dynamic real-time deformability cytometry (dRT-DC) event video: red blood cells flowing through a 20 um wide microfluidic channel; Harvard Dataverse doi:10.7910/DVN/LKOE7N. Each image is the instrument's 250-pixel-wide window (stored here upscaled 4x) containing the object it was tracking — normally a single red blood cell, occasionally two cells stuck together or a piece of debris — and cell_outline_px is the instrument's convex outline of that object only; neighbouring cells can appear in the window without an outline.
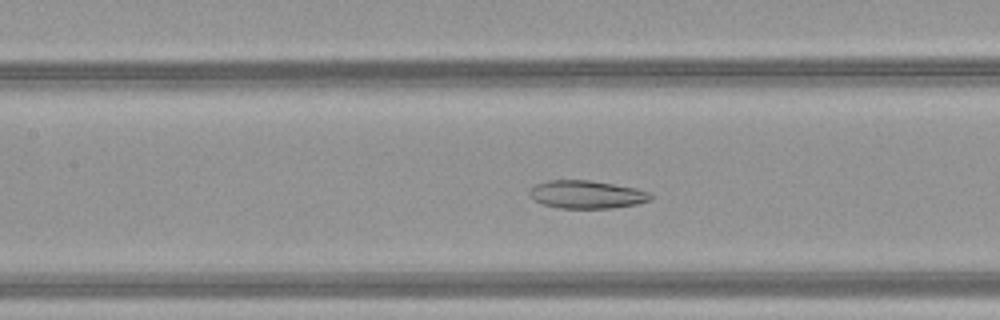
{"species": "common noctule bat (a hibernating species)", "species_latin": "Nyctalus noctula", "temperature_condition": "warm", "stored_images_in_passage": 50, "camera_frame_rate_fps": 3000, "um_per_image_px": 0.085, "animal": {"sex": "female", "body_mass_g": 21.9}, "frame": {"image": 1, "passage_image": 24, "time_ms": 7.667, "image_size_px": [1000, 320], "cell_outline_px": [[652, 196], [648, 200], [636, 204], [612, 208], [560, 208], [544, 204], [532, 200], [528, 192], [536, 184], [548, 180], [588, 180], [636, 188], [648, 192]], "centroid_in_image_um": [49.82, 16.53], "position_along_channel_um": 157.6, "area_um2": 19.54}}
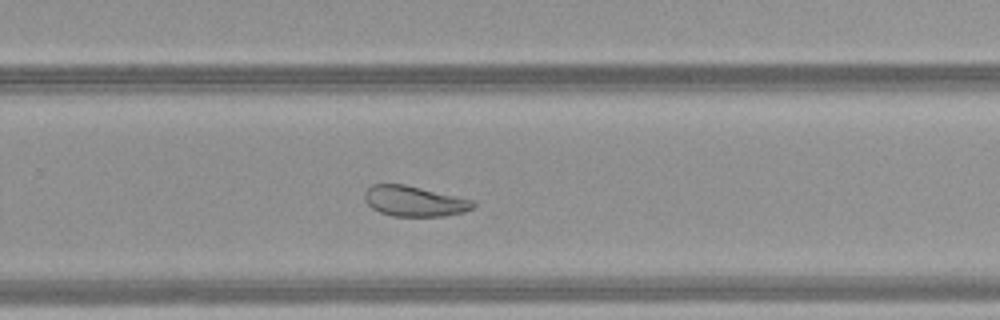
{"frame": {"image": 2, "passage_image": 34, "time_ms": 11.0, "image_size_px": [1000, 320], "cell_outline_px": [[476, 204], [472, 208], [464, 212], [444, 216], [392, 216], [380, 212], [372, 208], [364, 200], [364, 192], [372, 184], [404, 184], [476, 200]], "centroid_in_image_um": [35.23, 17.1], "position_along_channel_um": 294.6, "area_um2": 19.36}}
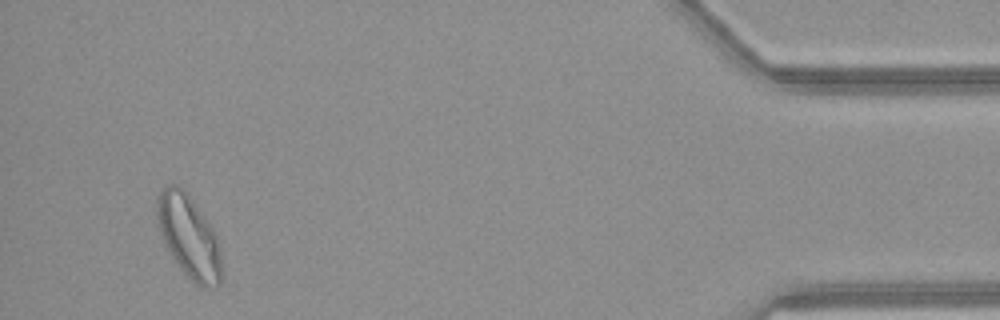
{"frame": {"image": 3, "passage_image": 48, "time_ms": 15.667, "image_size_px": [1000, 320], "cell_outline_px": [[220, 284], [208, 288], [204, 288], [196, 284], [180, 268], [168, 252], [164, 244], [160, 232], [156, 212], [156, 196], [160, 188], [168, 184], [176, 184], [188, 192], [208, 220], [220, 240]], "centroid_in_image_um": [16.03, 20.04], "position_along_channel_um": 419.2, "area_um2": 31.62}, "authors_computed_cell_mechanics": {"area_um2": 27.0504, "velocity_mm_per_s": 4.1237, "shape_relaxation_time_tau1_ms": null, "shape_relaxation_time_tau2_ms": 2.2289, "deformation_change_tau1": null, "deformation_change_tau2": 0.0748}}